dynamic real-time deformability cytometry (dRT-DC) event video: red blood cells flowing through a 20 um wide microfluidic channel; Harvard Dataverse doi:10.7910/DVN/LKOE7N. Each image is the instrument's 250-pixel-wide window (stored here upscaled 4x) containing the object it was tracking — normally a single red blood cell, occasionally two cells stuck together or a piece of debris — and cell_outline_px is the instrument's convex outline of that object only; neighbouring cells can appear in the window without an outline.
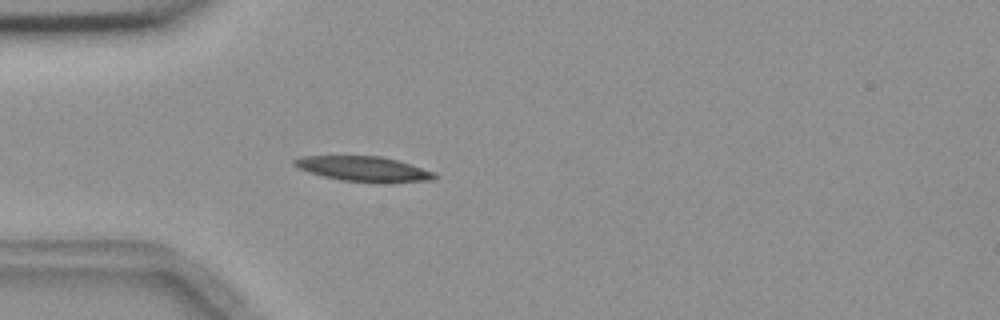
{"species": "common noctule bat (a hibernating species)", "species_latin": "Nyctalus noctula", "temperature_condition": "room temperature", "stored_images_in_passage": 4, "camera_frame_rate_fps": 3000, "um_per_image_px": 0.085, "animal": {"sex": "female", "body_mass_g": 18.4}, "frame": {"image": 1, "passage_image": 4, "time_ms": 3.333, "image_size_px": [1000, 320], "cell_outline_px": [[440, 176], [432, 180], [384, 184], [372, 184], [340, 180], [308, 172], [292, 164], [292, 160], [304, 156], [380, 156], [396, 160], [436, 172]], "centroid_in_image_um": [30.98, 14.39], "position_along_channel_um": 54.0, "area_um2": 20.92}}